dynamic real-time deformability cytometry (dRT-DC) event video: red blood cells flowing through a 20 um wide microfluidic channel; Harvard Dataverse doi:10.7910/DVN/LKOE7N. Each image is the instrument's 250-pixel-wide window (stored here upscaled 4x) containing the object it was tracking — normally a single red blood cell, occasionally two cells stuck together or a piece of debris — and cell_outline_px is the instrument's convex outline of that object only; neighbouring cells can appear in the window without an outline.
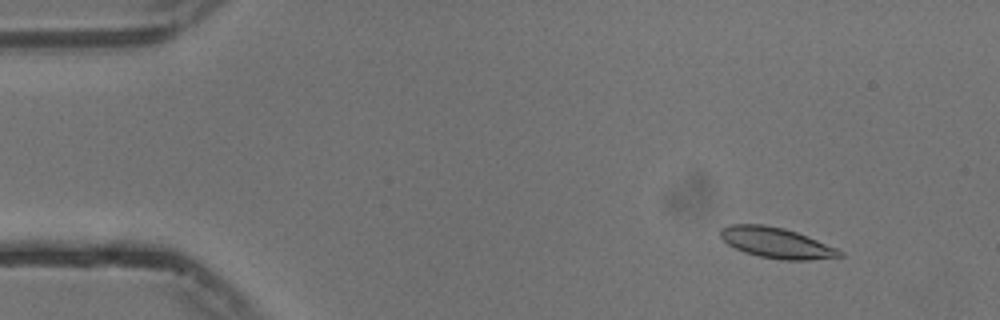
{"species": "common noctule bat (a hibernating species)", "species_latin": "Nyctalus noctula", "temperature_condition": "cold", "stored_images_in_passage": 53, "camera_frame_rate_fps": 3000, "um_per_image_px": 0.085, "animal": {"sex": "male", "body_mass_g": 13.3}, "frame": {"image": 1, "passage_image": 4, "time_ms": 1.0, "image_size_px": [1000, 320], "cell_outline_px": [[844, 256], [808, 260], [784, 260], [760, 256], [744, 252], [728, 244], [720, 236], [720, 228], [728, 224], [764, 224], [784, 228], [796, 232], [836, 248], [844, 252]], "centroid_in_image_um": [65.97, 20.63], "position_along_channel_um": 19.0, "area_um2": 21.1}}
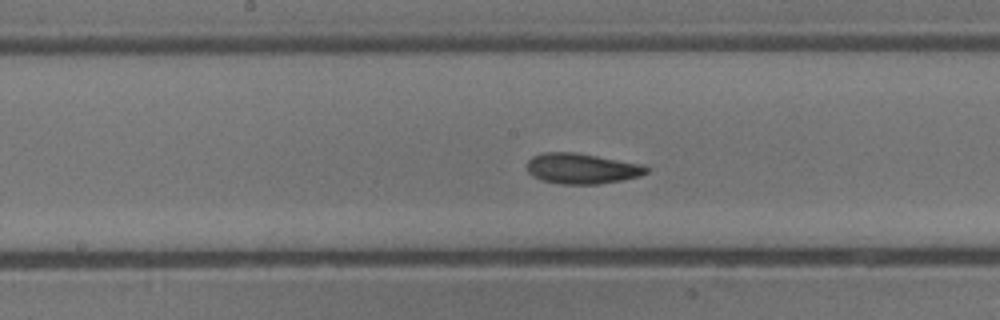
{"frame": {"image": 2, "passage_image": 26, "time_ms": 8.333, "image_size_px": [1000, 320], "cell_outline_px": [[648, 172], [640, 176], [620, 180], [596, 184], [560, 184], [540, 180], [532, 176], [528, 172], [528, 160], [532, 156], [544, 152], [572, 152], [644, 164], [648, 168]], "centroid_in_image_um": [49.44, 14.33], "position_along_channel_um": 198.8, "area_um2": 21.15}}
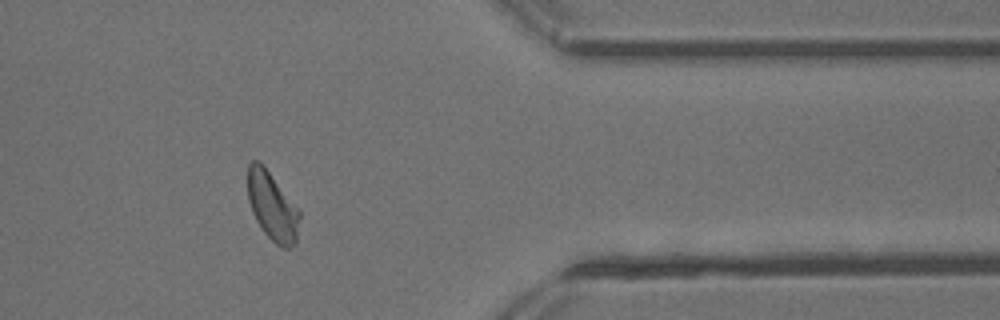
{"frame": {"image": 3, "passage_image": 43, "time_ms": 14.0, "image_size_px": [1000, 320], "cell_outline_px": [[300, 216], [296, 240], [288, 248], [284, 248], [276, 244], [264, 232], [256, 220], [252, 212], [248, 200], [248, 164], [252, 160], [256, 160], [268, 172], [300, 212]], "centroid_in_image_um": [23.12, 17.57], "position_along_channel_um": 388.3, "area_um2": 19.88}, "authors_computed_cell_mechanics": {"area_um2": 21.0392, "velocity_mm_per_s": 3.7219, "shape_relaxation_time_tau1_ms": 3.8075, "shape_relaxation_time_tau2_ms": 2.2643, "deformation_change_tau1": 0.1133, "deformation_change_tau2": 0.0857}}